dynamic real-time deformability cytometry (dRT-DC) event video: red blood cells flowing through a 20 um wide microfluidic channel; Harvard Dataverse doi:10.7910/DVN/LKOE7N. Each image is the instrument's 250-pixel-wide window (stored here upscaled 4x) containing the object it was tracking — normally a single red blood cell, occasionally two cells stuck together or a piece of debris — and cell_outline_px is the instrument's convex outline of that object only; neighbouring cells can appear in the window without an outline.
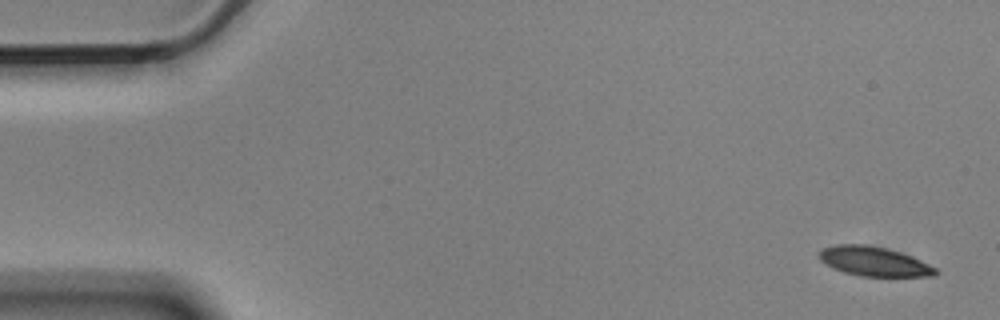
{"species": "Egyptian fruit bat (a non-hibernating species)", "species_latin": "Rousettus aegyptiacus", "temperature_condition": "cold", "stored_images_in_passage": 5, "camera_frame_rate_fps": 3000, "um_per_image_px": 0.085, "animal": {"sex": "male"}, "frame": {"image": 1, "passage_image": 1, "time_ms": 0.0, "image_size_px": [1000, 320], "cell_outline_px": [[940, 272], [936, 276], [860, 276], [844, 272], [820, 260], [820, 248], [836, 244], [868, 244], [888, 248], [912, 256], [936, 268]], "centroid_in_image_um": [74.32, 22.2], "position_along_channel_um": 10.7, "area_um2": 19.94}}
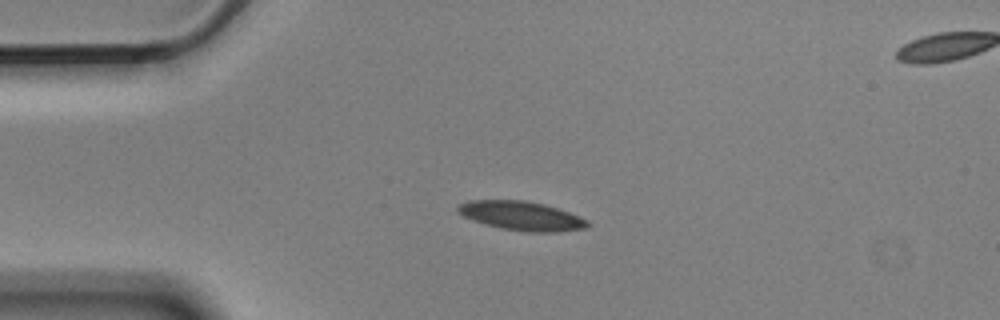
{"frame": {"image": 2, "passage_image": 4, "time_ms": 1.0, "image_size_px": [1000, 320], "cell_outline_px": [[588, 228], [556, 232], [524, 232], [500, 228], [484, 224], [472, 220], [456, 212], [456, 208], [460, 204], [468, 200], [524, 200], [544, 204], [568, 212], [588, 220]], "centroid_in_image_um": [44.29, 18.35], "position_along_channel_um": 40.7, "area_um2": 22.02}}